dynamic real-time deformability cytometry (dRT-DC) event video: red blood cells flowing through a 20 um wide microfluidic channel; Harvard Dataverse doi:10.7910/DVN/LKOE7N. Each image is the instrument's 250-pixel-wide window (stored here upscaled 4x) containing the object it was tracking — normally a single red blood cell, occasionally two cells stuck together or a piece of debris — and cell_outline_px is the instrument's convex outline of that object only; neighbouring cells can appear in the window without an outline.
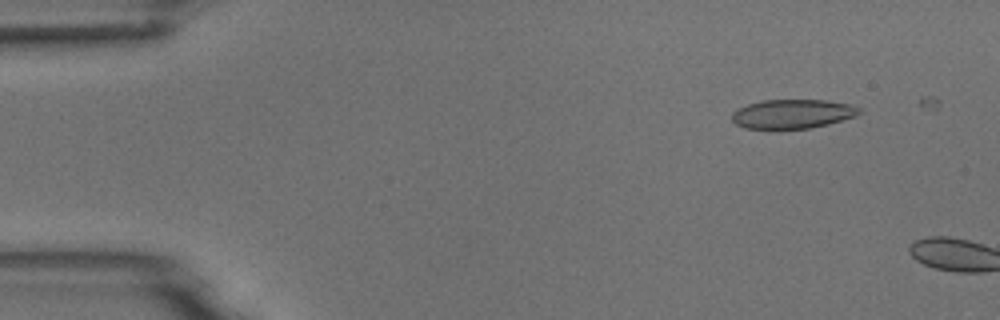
{"species": "common noctule bat (a hibernating species)", "species_latin": "Nyctalus noctula", "temperature_condition": "room temperature", "stored_images_in_passage": 3, "camera_frame_rate_fps": 3000, "um_per_image_px": 0.085, "animal": {"sex": "male", "body_mass_g": 18.8}, "frame": {"image": 1, "passage_image": 2, "time_ms": 0.333, "image_size_px": [1000, 320], "cell_outline_px": [[864, 112], [856, 116], [828, 124], [812, 128], [744, 128], [736, 124], [732, 120], [732, 112], [748, 104], [764, 100], [824, 100], [848, 104], [860, 108]], "centroid_in_image_um": [67.39, 9.68], "position_along_channel_um": 17.6, "area_um2": 21.44}}